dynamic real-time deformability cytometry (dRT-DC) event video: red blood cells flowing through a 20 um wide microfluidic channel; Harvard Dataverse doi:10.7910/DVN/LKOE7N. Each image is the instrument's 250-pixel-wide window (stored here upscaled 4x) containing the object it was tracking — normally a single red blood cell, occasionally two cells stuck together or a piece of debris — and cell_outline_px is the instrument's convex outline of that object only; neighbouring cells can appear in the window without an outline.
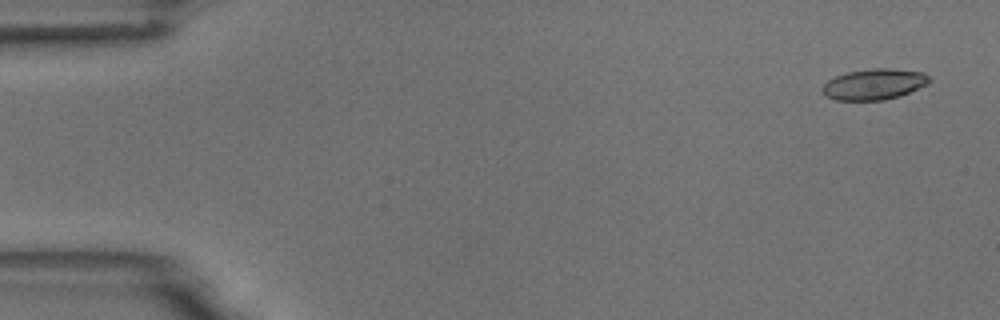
{"species": "common noctule bat (a hibernating species)", "species_latin": "Nyctalus noctula", "temperature_condition": "room temperature", "stored_images_in_passage": 4, "camera_frame_rate_fps": 3000, "um_per_image_px": 0.085, "animal": {"sex": "male", "body_mass_g": 18.8}, "frame": {"image": 1, "passage_image": 1, "time_ms": 0.0, "image_size_px": [1000, 320], "cell_outline_px": [[932, 80], [928, 84], [900, 96], [884, 100], [836, 100], [824, 96], [820, 88], [828, 80], [836, 76], [848, 72], [872, 68], [888, 68], [924, 72]], "centroid_in_image_um": [74.29, 7.16], "position_along_channel_um": 10.7, "area_um2": 19.36}}
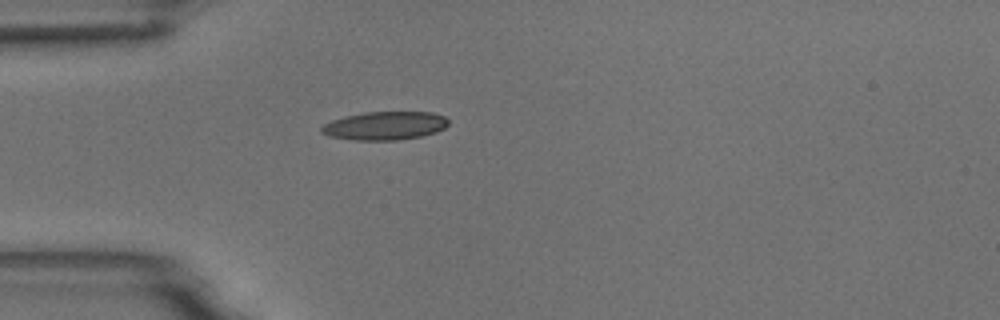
{"frame": {"image": 2, "passage_image": 4, "time_ms": 1.0, "image_size_px": [1000, 320], "cell_outline_px": [[448, 124], [444, 128], [436, 132], [420, 136], [396, 140], [356, 140], [328, 136], [320, 132], [320, 128], [324, 124], [332, 120], [344, 116], [364, 112], [432, 112], [444, 116], [448, 120]], "centroid_in_image_um": [32.69, 10.68], "position_along_channel_um": 52.3, "area_um2": 20.98}}